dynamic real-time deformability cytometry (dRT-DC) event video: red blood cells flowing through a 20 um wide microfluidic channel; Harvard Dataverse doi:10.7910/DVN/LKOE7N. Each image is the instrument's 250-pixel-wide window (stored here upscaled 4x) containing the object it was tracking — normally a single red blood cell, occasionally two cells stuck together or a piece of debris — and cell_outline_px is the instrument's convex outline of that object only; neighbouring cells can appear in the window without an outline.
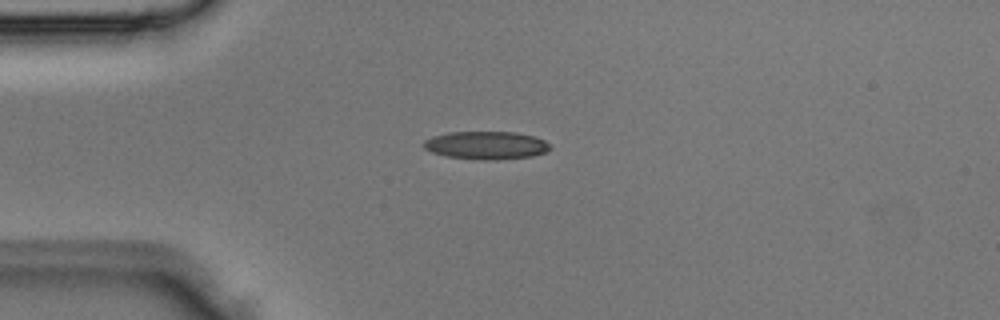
{"species": "Egyptian fruit bat (a non-hibernating species)", "species_latin": "Rousettus aegyptiacus", "temperature_condition": "room temperature", "stored_images_in_passage": 4, "camera_frame_rate_fps": 3000, "um_per_image_px": 0.085, "animal": {"sex": "male"}, "frame": {"image": 1, "passage_image": 3, "time_ms": 0.667, "image_size_px": [1000, 320], "cell_outline_px": [[552, 148], [544, 152], [532, 156], [496, 160], [480, 160], [448, 156], [432, 152], [424, 148], [424, 140], [432, 136], [448, 132], [516, 132], [536, 136], [544, 140]], "centroid_in_image_um": [41.34, 12.34], "position_along_channel_um": 43.7, "area_um2": 20.63}}
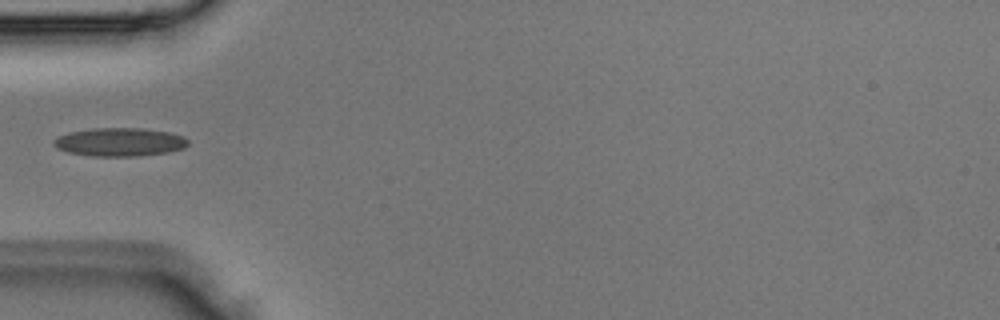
{"frame": {"image": 2, "passage_image": 4, "time_ms": 1.0, "image_size_px": [1000, 320], "cell_outline_px": [[188, 144], [184, 148], [168, 152], [140, 156], [92, 156], [68, 152], [56, 148], [52, 144], [52, 140], [68, 132], [92, 128], [140, 128], [172, 132], [184, 136], [188, 140]], "centroid_in_image_um": [10.18, 12.07], "position_along_channel_um": 74.8, "area_um2": 22.43}}